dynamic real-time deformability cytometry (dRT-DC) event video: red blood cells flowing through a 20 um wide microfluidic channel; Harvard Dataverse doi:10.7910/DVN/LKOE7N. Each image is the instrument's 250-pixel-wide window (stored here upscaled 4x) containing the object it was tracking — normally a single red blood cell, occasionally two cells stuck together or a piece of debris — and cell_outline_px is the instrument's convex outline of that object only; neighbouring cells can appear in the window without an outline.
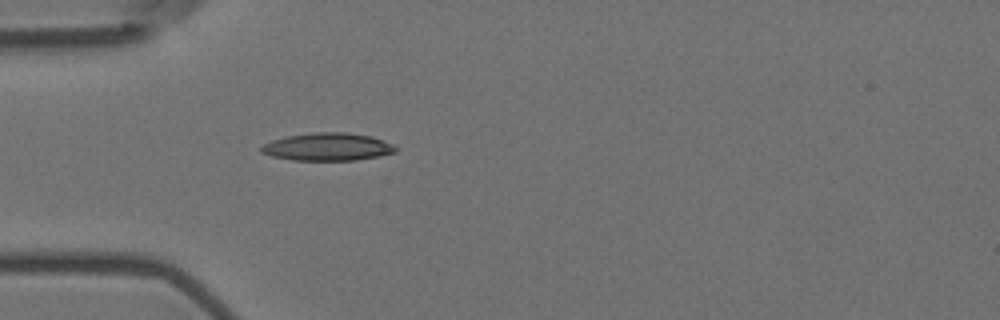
{"species": "Egyptian fruit bat (a non-hibernating species)", "species_latin": "Rousettus aegyptiacus", "temperature_condition": "room temperature", "stored_images_in_passage": 1, "camera_frame_rate_fps": 3000, "um_per_image_px": 0.085, "animal": {"sex": "female"}, "frame": {"image": 1, "passage_image": 1, "time_ms": 0.0, "image_size_px": [1000, 320], "cell_outline_px": [[400, 148], [396, 152], [356, 160], [292, 160], [272, 156], [260, 152], [260, 148], [264, 144], [272, 140], [288, 136], [312, 132], [348, 132], [372, 136], [392, 144]], "centroid_in_image_um": [27.86, 12.47], "position_along_channel_um": 57.1, "area_um2": 21.73}}